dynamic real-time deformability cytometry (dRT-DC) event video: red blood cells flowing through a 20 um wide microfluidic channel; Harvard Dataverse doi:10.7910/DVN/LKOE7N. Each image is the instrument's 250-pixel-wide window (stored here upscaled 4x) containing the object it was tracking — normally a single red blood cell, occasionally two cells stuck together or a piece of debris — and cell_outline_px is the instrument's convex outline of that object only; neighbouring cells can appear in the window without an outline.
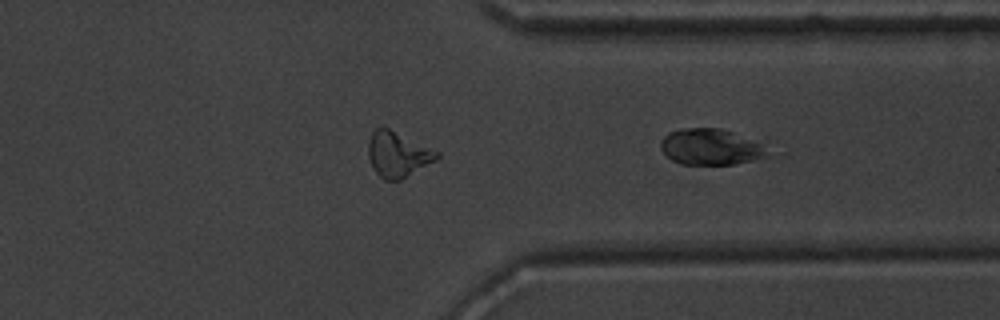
{"species": "common noctule bat (a hibernating species)", "species_latin": "Nyctalus noctula", "temperature_condition": "warm", "stored_images_in_passage": 24, "camera_frame_rate_fps": 3000, "um_per_image_px": 0.085, "animal": {"sex": "male", "body_mass_g": 20.1, "forearm_length_mm": 53.5}, "frame": {"image": 1, "passage_image": 24, "time_ms": 7.667, "image_size_px": [1000, 320], "cell_outline_px": [[768, 156], [752, 160], [732, 164], [680, 164], [672, 160], [660, 148], [660, 140], [668, 132], [680, 128], [720, 128], [732, 132], [760, 144]], "centroid_in_image_um": [60.3, 12.48], "position_along_channel_um": 351.1, "area_um2": 22.02}}